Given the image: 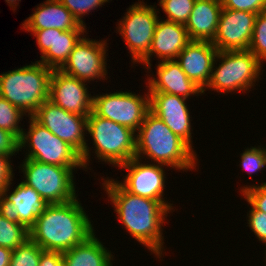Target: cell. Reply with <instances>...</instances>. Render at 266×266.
<instances>
[{
	"mask_svg": "<svg viewBox=\"0 0 266 266\" xmlns=\"http://www.w3.org/2000/svg\"><path fill=\"white\" fill-rule=\"evenodd\" d=\"M29 239V230L21 223L9 221L0 215V246L11 250Z\"/></svg>",
	"mask_w": 266,
	"mask_h": 266,
	"instance_id": "d4e9b609",
	"label": "cell"
},
{
	"mask_svg": "<svg viewBox=\"0 0 266 266\" xmlns=\"http://www.w3.org/2000/svg\"><path fill=\"white\" fill-rule=\"evenodd\" d=\"M191 41L188 31L183 24L162 20L157 21L154 36L148 55L139 63L145 66L147 71H152V57L161 61L175 60L179 53Z\"/></svg>",
	"mask_w": 266,
	"mask_h": 266,
	"instance_id": "d6986e66",
	"label": "cell"
},
{
	"mask_svg": "<svg viewBox=\"0 0 266 266\" xmlns=\"http://www.w3.org/2000/svg\"><path fill=\"white\" fill-rule=\"evenodd\" d=\"M262 67L263 64L249 50L218 51L203 94L209 89L222 94L250 92L249 89L261 79Z\"/></svg>",
	"mask_w": 266,
	"mask_h": 266,
	"instance_id": "5b68a950",
	"label": "cell"
},
{
	"mask_svg": "<svg viewBox=\"0 0 266 266\" xmlns=\"http://www.w3.org/2000/svg\"><path fill=\"white\" fill-rule=\"evenodd\" d=\"M87 134H90L96 160L118 167L136 156V133L94 111L87 118Z\"/></svg>",
	"mask_w": 266,
	"mask_h": 266,
	"instance_id": "8992f818",
	"label": "cell"
},
{
	"mask_svg": "<svg viewBox=\"0 0 266 266\" xmlns=\"http://www.w3.org/2000/svg\"><path fill=\"white\" fill-rule=\"evenodd\" d=\"M153 74L149 75L145 86L149 88V93H168L186 99L191 95L203 94V90L187 77L175 60L158 62L155 74L157 77Z\"/></svg>",
	"mask_w": 266,
	"mask_h": 266,
	"instance_id": "44dd1931",
	"label": "cell"
},
{
	"mask_svg": "<svg viewBox=\"0 0 266 266\" xmlns=\"http://www.w3.org/2000/svg\"><path fill=\"white\" fill-rule=\"evenodd\" d=\"M152 5H147L143 0L135 2L127 8L125 16L116 27L119 35L126 43V48L131 54V62L140 63L149 53L154 36L155 27L159 20L160 10Z\"/></svg>",
	"mask_w": 266,
	"mask_h": 266,
	"instance_id": "30bf717a",
	"label": "cell"
},
{
	"mask_svg": "<svg viewBox=\"0 0 266 266\" xmlns=\"http://www.w3.org/2000/svg\"><path fill=\"white\" fill-rule=\"evenodd\" d=\"M43 251L29 238L21 246L12 250L9 266H39Z\"/></svg>",
	"mask_w": 266,
	"mask_h": 266,
	"instance_id": "4316f807",
	"label": "cell"
},
{
	"mask_svg": "<svg viewBox=\"0 0 266 266\" xmlns=\"http://www.w3.org/2000/svg\"><path fill=\"white\" fill-rule=\"evenodd\" d=\"M28 119V131L24 129L19 139V151L24 147L25 153L26 149L24 159L61 167H83L81 155L72 146L51 133L32 116Z\"/></svg>",
	"mask_w": 266,
	"mask_h": 266,
	"instance_id": "ba28073f",
	"label": "cell"
},
{
	"mask_svg": "<svg viewBox=\"0 0 266 266\" xmlns=\"http://www.w3.org/2000/svg\"><path fill=\"white\" fill-rule=\"evenodd\" d=\"M265 246H266V245H265ZM265 248H266V247H265ZM264 253H265V255H266V250H265V252H264ZM265 261H266V256H265ZM265 263H266V262H265ZM265 266H266V264H265Z\"/></svg>",
	"mask_w": 266,
	"mask_h": 266,
	"instance_id": "60d3db41",
	"label": "cell"
},
{
	"mask_svg": "<svg viewBox=\"0 0 266 266\" xmlns=\"http://www.w3.org/2000/svg\"><path fill=\"white\" fill-rule=\"evenodd\" d=\"M222 8L261 13L266 11V0H221Z\"/></svg>",
	"mask_w": 266,
	"mask_h": 266,
	"instance_id": "836d02e7",
	"label": "cell"
},
{
	"mask_svg": "<svg viewBox=\"0 0 266 266\" xmlns=\"http://www.w3.org/2000/svg\"><path fill=\"white\" fill-rule=\"evenodd\" d=\"M116 91L93 96V111L100 117L139 130L146 114L150 111V94Z\"/></svg>",
	"mask_w": 266,
	"mask_h": 266,
	"instance_id": "8fae6325",
	"label": "cell"
},
{
	"mask_svg": "<svg viewBox=\"0 0 266 266\" xmlns=\"http://www.w3.org/2000/svg\"><path fill=\"white\" fill-rule=\"evenodd\" d=\"M5 1L10 6L11 10L15 11L16 10V7L19 4V1H21V0H5Z\"/></svg>",
	"mask_w": 266,
	"mask_h": 266,
	"instance_id": "f35d334b",
	"label": "cell"
},
{
	"mask_svg": "<svg viewBox=\"0 0 266 266\" xmlns=\"http://www.w3.org/2000/svg\"><path fill=\"white\" fill-rule=\"evenodd\" d=\"M19 140L10 132L0 128V154L17 155Z\"/></svg>",
	"mask_w": 266,
	"mask_h": 266,
	"instance_id": "d590c367",
	"label": "cell"
},
{
	"mask_svg": "<svg viewBox=\"0 0 266 266\" xmlns=\"http://www.w3.org/2000/svg\"><path fill=\"white\" fill-rule=\"evenodd\" d=\"M95 233L62 253L65 266H113V252L103 245Z\"/></svg>",
	"mask_w": 266,
	"mask_h": 266,
	"instance_id": "cb8c5ba5",
	"label": "cell"
},
{
	"mask_svg": "<svg viewBox=\"0 0 266 266\" xmlns=\"http://www.w3.org/2000/svg\"><path fill=\"white\" fill-rule=\"evenodd\" d=\"M256 13L222 8L212 44L218 51L248 50Z\"/></svg>",
	"mask_w": 266,
	"mask_h": 266,
	"instance_id": "9a60e30c",
	"label": "cell"
},
{
	"mask_svg": "<svg viewBox=\"0 0 266 266\" xmlns=\"http://www.w3.org/2000/svg\"><path fill=\"white\" fill-rule=\"evenodd\" d=\"M18 166L22 181L36 190L50 205L64 204L77 198L74 171L84 167H61L32 159H23Z\"/></svg>",
	"mask_w": 266,
	"mask_h": 266,
	"instance_id": "52a82bcc",
	"label": "cell"
},
{
	"mask_svg": "<svg viewBox=\"0 0 266 266\" xmlns=\"http://www.w3.org/2000/svg\"><path fill=\"white\" fill-rule=\"evenodd\" d=\"M257 59L266 62V11L258 13L255 18L254 30L248 48Z\"/></svg>",
	"mask_w": 266,
	"mask_h": 266,
	"instance_id": "f1b7e54d",
	"label": "cell"
},
{
	"mask_svg": "<svg viewBox=\"0 0 266 266\" xmlns=\"http://www.w3.org/2000/svg\"><path fill=\"white\" fill-rule=\"evenodd\" d=\"M217 53L212 42L190 41L175 61L187 77L204 90L210 80Z\"/></svg>",
	"mask_w": 266,
	"mask_h": 266,
	"instance_id": "ffe728a7",
	"label": "cell"
},
{
	"mask_svg": "<svg viewBox=\"0 0 266 266\" xmlns=\"http://www.w3.org/2000/svg\"><path fill=\"white\" fill-rule=\"evenodd\" d=\"M150 94V111L160 118L170 130L183 139L191 148L192 125L190 108L187 106L188 99L168 94V93H149Z\"/></svg>",
	"mask_w": 266,
	"mask_h": 266,
	"instance_id": "ac0fdd59",
	"label": "cell"
},
{
	"mask_svg": "<svg viewBox=\"0 0 266 266\" xmlns=\"http://www.w3.org/2000/svg\"><path fill=\"white\" fill-rule=\"evenodd\" d=\"M78 200L49 205L29 229V238L45 251L62 253L83 242L95 230Z\"/></svg>",
	"mask_w": 266,
	"mask_h": 266,
	"instance_id": "7a4b0ae2",
	"label": "cell"
},
{
	"mask_svg": "<svg viewBox=\"0 0 266 266\" xmlns=\"http://www.w3.org/2000/svg\"><path fill=\"white\" fill-rule=\"evenodd\" d=\"M259 186H261L262 188L266 189V182L260 183Z\"/></svg>",
	"mask_w": 266,
	"mask_h": 266,
	"instance_id": "ab89813d",
	"label": "cell"
},
{
	"mask_svg": "<svg viewBox=\"0 0 266 266\" xmlns=\"http://www.w3.org/2000/svg\"><path fill=\"white\" fill-rule=\"evenodd\" d=\"M239 192L256 210L266 213V189L258 184L244 185Z\"/></svg>",
	"mask_w": 266,
	"mask_h": 266,
	"instance_id": "1f68e13d",
	"label": "cell"
},
{
	"mask_svg": "<svg viewBox=\"0 0 266 266\" xmlns=\"http://www.w3.org/2000/svg\"><path fill=\"white\" fill-rule=\"evenodd\" d=\"M221 9V0H195L192 12L184 25L191 41L214 40Z\"/></svg>",
	"mask_w": 266,
	"mask_h": 266,
	"instance_id": "603a6c76",
	"label": "cell"
},
{
	"mask_svg": "<svg viewBox=\"0 0 266 266\" xmlns=\"http://www.w3.org/2000/svg\"><path fill=\"white\" fill-rule=\"evenodd\" d=\"M24 115L19 108L0 96V128L12 133L18 140L21 138L23 128L19 125Z\"/></svg>",
	"mask_w": 266,
	"mask_h": 266,
	"instance_id": "484cf974",
	"label": "cell"
},
{
	"mask_svg": "<svg viewBox=\"0 0 266 266\" xmlns=\"http://www.w3.org/2000/svg\"><path fill=\"white\" fill-rule=\"evenodd\" d=\"M240 166L250 176L266 168V146L247 147L240 155Z\"/></svg>",
	"mask_w": 266,
	"mask_h": 266,
	"instance_id": "f546056e",
	"label": "cell"
},
{
	"mask_svg": "<svg viewBox=\"0 0 266 266\" xmlns=\"http://www.w3.org/2000/svg\"><path fill=\"white\" fill-rule=\"evenodd\" d=\"M87 85L85 81L68 76L60 70H53L48 100L67 112L89 116L93 111V96Z\"/></svg>",
	"mask_w": 266,
	"mask_h": 266,
	"instance_id": "2e32d148",
	"label": "cell"
},
{
	"mask_svg": "<svg viewBox=\"0 0 266 266\" xmlns=\"http://www.w3.org/2000/svg\"><path fill=\"white\" fill-rule=\"evenodd\" d=\"M75 17L80 25L87 27L83 18L84 15H89L91 10L102 7L104 3H109L110 0H59ZM99 6V7H98ZM83 17V18H82Z\"/></svg>",
	"mask_w": 266,
	"mask_h": 266,
	"instance_id": "4dcf8cb0",
	"label": "cell"
},
{
	"mask_svg": "<svg viewBox=\"0 0 266 266\" xmlns=\"http://www.w3.org/2000/svg\"><path fill=\"white\" fill-rule=\"evenodd\" d=\"M107 44V39L97 41L84 35L59 70L88 83L107 80Z\"/></svg>",
	"mask_w": 266,
	"mask_h": 266,
	"instance_id": "7c38bea8",
	"label": "cell"
},
{
	"mask_svg": "<svg viewBox=\"0 0 266 266\" xmlns=\"http://www.w3.org/2000/svg\"><path fill=\"white\" fill-rule=\"evenodd\" d=\"M251 206L247 213V226L254 232L255 237L266 245V213L256 210L249 202Z\"/></svg>",
	"mask_w": 266,
	"mask_h": 266,
	"instance_id": "d6a6232c",
	"label": "cell"
},
{
	"mask_svg": "<svg viewBox=\"0 0 266 266\" xmlns=\"http://www.w3.org/2000/svg\"><path fill=\"white\" fill-rule=\"evenodd\" d=\"M142 162L141 159L134 157L130 161L119 165V169L128 171L123 177L124 180L118 181V183L131 194L162 201L174 212V204L163 197L166 187L165 165L151 163L147 160Z\"/></svg>",
	"mask_w": 266,
	"mask_h": 266,
	"instance_id": "4fadbf2b",
	"label": "cell"
},
{
	"mask_svg": "<svg viewBox=\"0 0 266 266\" xmlns=\"http://www.w3.org/2000/svg\"><path fill=\"white\" fill-rule=\"evenodd\" d=\"M12 155L9 154H0V195L4 193L6 188L14 183L13 177V165L10 160Z\"/></svg>",
	"mask_w": 266,
	"mask_h": 266,
	"instance_id": "e575fe53",
	"label": "cell"
},
{
	"mask_svg": "<svg viewBox=\"0 0 266 266\" xmlns=\"http://www.w3.org/2000/svg\"><path fill=\"white\" fill-rule=\"evenodd\" d=\"M21 24L23 30H86L59 0H46Z\"/></svg>",
	"mask_w": 266,
	"mask_h": 266,
	"instance_id": "7402d4cb",
	"label": "cell"
},
{
	"mask_svg": "<svg viewBox=\"0 0 266 266\" xmlns=\"http://www.w3.org/2000/svg\"><path fill=\"white\" fill-rule=\"evenodd\" d=\"M12 250L0 246V266H9Z\"/></svg>",
	"mask_w": 266,
	"mask_h": 266,
	"instance_id": "74e56055",
	"label": "cell"
},
{
	"mask_svg": "<svg viewBox=\"0 0 266 266\" xmlns=\"http://www.w3.org/2000/svg\"><path fill=\"white\" fill-rule=\"evenodd\" d=\"M102 179V187L108 195L118 221L127 233L145 246L158 259L164 256L163 225L172 210L162 201L148 199L127 192L118 180Z\"/></svg>",
	"mask_w": 266,
	"mask_h": 266,
	"instance_id": "6da1fadb",
	"label": "cell"
},
{
	"mask_svg": "<svg viewBox=\"0 0 266 266\" xmlns=\"http://www.w3.org/2000/svg\"><path fill=\"white\" fill-rule=\"evenodd\" d=\"M195 151L151 111L136 133L135 157L144 159L146 156L151 158V163L178 171L196 170L199 163Z\"/></svg>",
	"mask_w": 266,
	"mask_h": 266,
	"instance_id": "3957f363",
	"label": "cell"
},
{
	"mask_svg": "<svg viewBox=\"0 0 266 266\" xmlns=\"http://www.w3.org/2000/svg\"><path fill=\"white\" fill-rule=\"evenodd\" d=\"M32 117L51 133L72 146L81 155L84 169H91L88 166L92 149L89 148L88 140L85 138V136L87 137L88 116L67 112L46 100Z\"/></svg>",
	"mask_w": 266,
	"mask_h": 266,
	"instance_id": "9c48e42d",
	"label": "cell"
},
{
	"mask_svg": "<svg viewBox=\"0 0 266 266\" xmlns=\"http://www.w3.org/2000/svg\"><path fill=\"white\" fill-rule=\"evenodd\" d=\"M39 266H65L62 252L44 250L40 256Z\"/></svg>",
	"mask_w": 266,
	"mask_h": 266,
	"instance_id": "8d00e7d4",
	"label": "cell"
},
{
	"mask_svg": "<svg viewBox=\"0 0 266 266\" xmlns=\"http://www.w3.org/2000/svg\"><path fill=\"white\" fill-rule=\"evenodd\" d=\"M11 187L12 183L0 195V215L29 230L50 204L23 181L14 187L13 192H10Z\"/></svg>",
	"mask_w": 266,
	"mask_h": 266,
	"instance_id": "5bb4252c",
	"label": "cell"
},
{
	"mask_svg": "<svg viewBox=\"0 0 266 266\" xmlns=\"http://www.w3.org/2000/svg\"><path fill=\"white\" fill-rule=\"evenodd\" d=\"M194 3L195 0H161L158 5L167 17L164 20L185 25Z\"/></svg>",
	"mask_w": 266,
	"mask_h": 266,
	"instance_id": "83f0119b",
	"label": "cell"
},
{
	"mask_svg": "<svg viewBox=\"0 0 266 266\" xmlns=\"http://www.w3.org/2000/svg\"><path fill=\"white\" fill-rule=\"evenodd\" d=\"M53 69L39 61L0 74V96L19 108L27 117L49 98Z\"/></svg>",
	"mask_w": 266,
	"mask_h": 266,
	"instance_id": "277c9868",
	"label": "cell"
},
{
	"mask_svg": "<svg viewBox=\"0 0 266 266\" xmlns=\"http://www.w3.org/2000/svg\"><path fill=\"white\" fill-rule=\"evenodd\" d=\"M27 31L31 32L37 39V47L41 52V58L38 61L46 67L59 70L87 30L62 31L49 28L43 30H25V32Z\"/></svg>",
	"mask_w": 266,
	"mask_h": 266,
	"instance_id": "e0dca14e",
	"label": "cell"
}]
</instances>
